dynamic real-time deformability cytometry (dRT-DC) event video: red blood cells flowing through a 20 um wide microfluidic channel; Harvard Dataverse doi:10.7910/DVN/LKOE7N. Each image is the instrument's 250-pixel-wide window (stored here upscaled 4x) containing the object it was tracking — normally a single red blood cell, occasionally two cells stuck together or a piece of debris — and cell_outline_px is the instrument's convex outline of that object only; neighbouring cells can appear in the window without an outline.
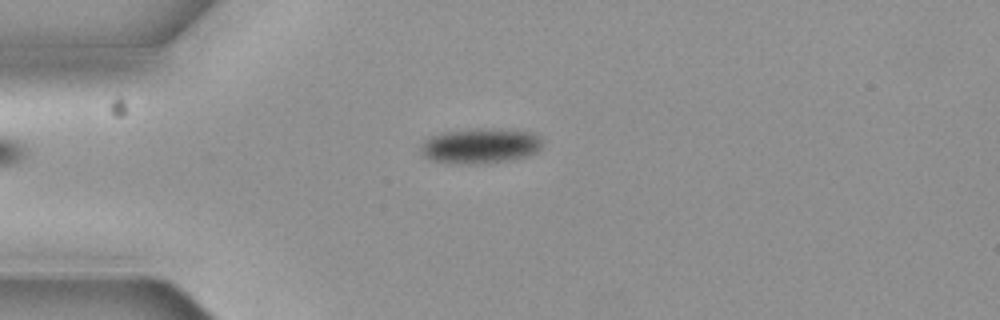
{"species": "common noctule bat (a hibernating species)", "species_latin": "Nyctalus noctula", "temperature_condition": "cold", "stored_images_in_passage": 4, "camera_frame_rate_fps": 3000, "um_per_image_px": 0.085, "animal": {"sex": "female", "body_mass_g": 19.3, "forearm_length_mm": 54.1}, "frame": {"image": 1, "passage_image": 1, "time_ms": 0.0, "image_size_px": [1000, 320], "cell_outline_px": [[540, 148], [536, 152], [524, 156], [508, 160], [480, 164], [456, 164], [432, 160], [424, 156], [420, 152], [420, 148], [424, 140], [428, 136], [444, 132], [476, 128], [484, 128], [532, 132], [540, 140]], "centroid_in_image_um": [40.74, 12.4], "position_along_channel_um": 44.3, "area_um2": 24.8}}
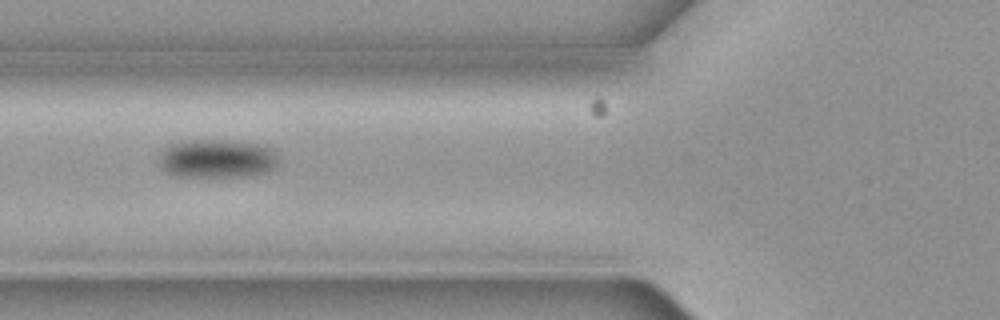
{"frame": {"image": 2, "passage_image": 3, "time_ms": 0.667, "image_size_px": [1000, 320], "cell_outline_px": [[280, 164], [276, 168], [268, 172], [240, 176], [176, 176], [160, 168], [160, 152], [168, 144], [180, 140], [232, 140], [260, 144], [272, 148], [280, 156]], "centroid_in_image_um": [18.49, 13.46], "position_along_channel_um": 107.3, "area_um2": 27.46}}
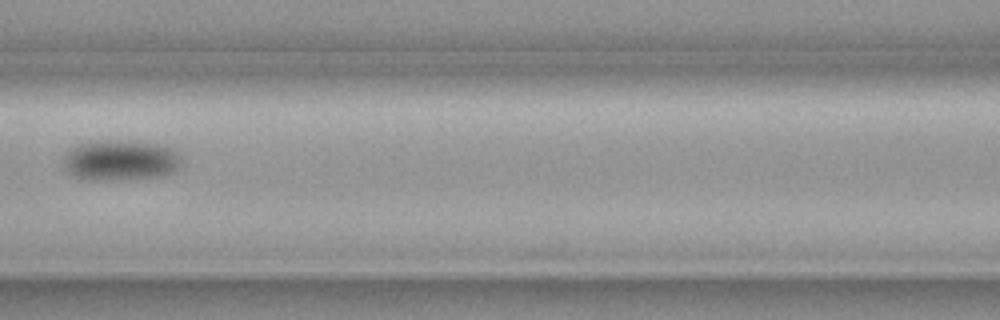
{"frame": {"image": 3, "passage_image": 4, "time_ms": 1.0, "image_size_px": [1000, 320], "cell_outline_px": [[180, 164], [172, 172], [160, 176], [128, 180], [88, 180], [76, 176], [68, 172], [64, 168], [64, 160], [68, 148], [76, 144], [88, 140], [140, 140], [160, 144], [172, 148], [180, 156]], "centroid_in_image_um": [10.21, 13.59], "position_along_channel_um": 156.4, "area_um2": 28.61}}